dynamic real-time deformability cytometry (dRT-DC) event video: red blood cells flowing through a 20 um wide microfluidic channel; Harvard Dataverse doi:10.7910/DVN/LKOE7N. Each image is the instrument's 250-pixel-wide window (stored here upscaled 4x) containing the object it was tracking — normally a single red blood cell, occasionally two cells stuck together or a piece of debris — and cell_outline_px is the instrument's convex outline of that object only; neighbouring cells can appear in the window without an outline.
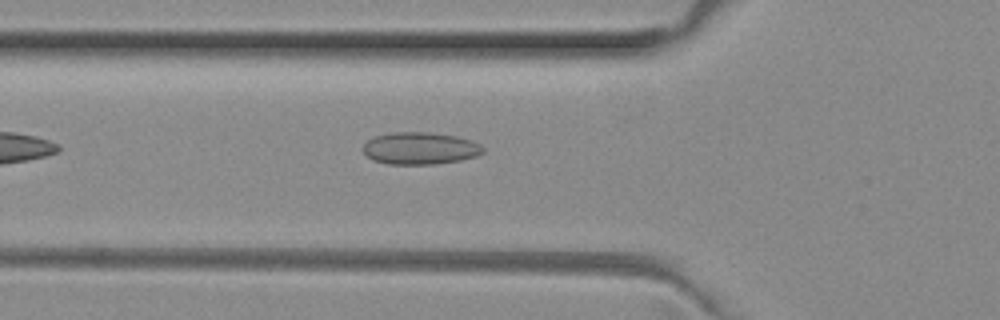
{"species": "common noctule bat (a hibernating species)", "species_latin": "Nyctalus noctula", "temperature_condition": "room temperature", "stored_images_in_passage": 34, "camera_frame_rate_fps": 3000, "um_per_image_px": 0.085, "animal": {"sex": "female", "body_mass_g": 29.2, "forearm_length_mm": 56.3}, "frame": {"image": 1, "passage_image": 3, "time_ms": 0.667, "image_size_px": [1000, 320], "cell_outline_px": [[484, 152], [476, 156], [460, 160], [436, 164], [388, 164], [372, 160], [364, 152], [364, 144], [372, 136], [392, 132], [428, 132], [456, 136], [472, 140], [480, 144], [484, 148]], "centroid_in_image_um": [35.71, 12.6], "position_along_channel_um": 90.1, "area_um2": 22.6}}
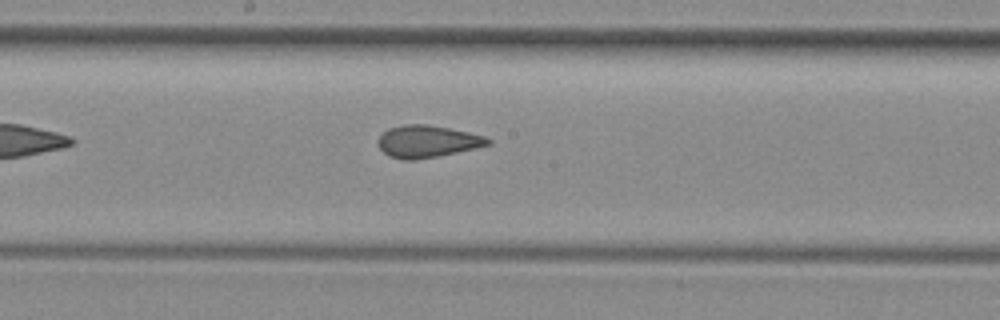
{"frame": {"image": 2, "passage_image": 12, "time_ms": 3.667, "image_size_px": [1000, 320], "cell_outline_px": [[492, 144], [476, 148], [416, 160], [404, 160], [388, 156], [380, 148], [376, 140], [388, 128], [404, 124], [428, 124], [468, 132], [484, 136], [492, 140]], "centroid_in_image_um": [36.31, 12.02], "position_along_channel_um": 211.9, "area_um2": 20.58}}
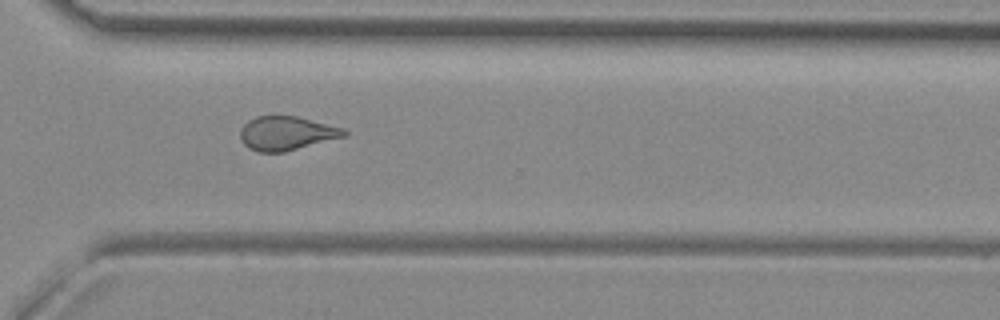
{"frame": {"image": 3, "passage_image": 22, "time_ms": 7.0, "image_size_px": [1000, 320], "cell_outline_px": [[348, 132], [344, 136], [284, 152], [256, 152], [248, 148], [240, 140], [240, 128], [248, 120], [256, 116], [296, 116], [344, 128]], "centroid_in_image_um": [24.3, 11.33], "position_along_channel_um": 346.3, "area_um2": 20.46}, "authors_computed_cell_mechanics": {"area_um2": 20.7791, "velocity_mm_per_s": 4.0452, "shape_relaxation_time_tau1_ms": null, "shape_relaxation_time_tau2_ms": 1.5727, "deformation_change_tau1": null, "deformation_change_tau2": 0.0946}}